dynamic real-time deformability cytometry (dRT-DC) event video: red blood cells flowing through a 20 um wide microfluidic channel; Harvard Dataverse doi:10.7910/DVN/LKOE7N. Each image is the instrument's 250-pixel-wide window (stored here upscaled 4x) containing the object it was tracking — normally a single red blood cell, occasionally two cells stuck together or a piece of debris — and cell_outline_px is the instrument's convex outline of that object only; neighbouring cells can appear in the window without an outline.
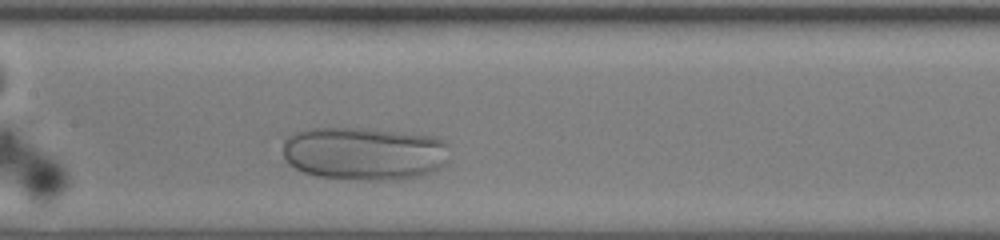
{"species": "human", "species_latin": "Homo sapiens", "temperature_condition": "room temperature", "stored_images_in_passage": 35, "camera_frame_rate_fps": 3000, "um_per_image_px": 0.085, "donor": {"sex": "female"}, "frame": {"image": 1, "passage_image": 11, "time_ms": 3.333, "image_size_px": [1000, 240], "cell_outline_px": [[448, 160], [440, 168], [424, 176], [392, 180], [360, 180], [316, 176], [304, 172], [288, 164], [284, 160], [284, 140], [288, 136], [296, 132], [308, 128], [364, 128], [404, 132], [432, 136], [444, 140], [448, 144]], "centroid_in_image_um": [30.98, 13.05], "position_along_channel_um": 176.4, "area_um2": 52.37}}